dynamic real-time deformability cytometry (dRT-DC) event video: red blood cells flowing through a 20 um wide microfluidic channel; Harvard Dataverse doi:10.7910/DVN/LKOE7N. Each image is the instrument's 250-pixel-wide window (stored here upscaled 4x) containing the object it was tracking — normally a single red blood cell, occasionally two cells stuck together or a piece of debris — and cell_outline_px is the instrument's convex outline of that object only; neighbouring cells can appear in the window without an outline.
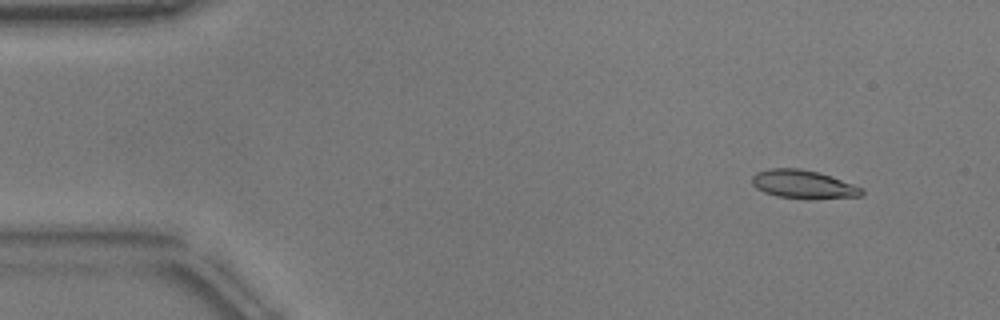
{"species": "common noctule bat (a hibernating species)", "species_latin": "Nyctalus noctula", "temperature_condition": "warm", "stored_images_in_passage": 53, "camera_frame_rate_fps": 3000, "um_per_image_px": 0.085, "animal": {"sex": "male", "body_mass_g": 17.9}, "frame": {"image": 1, "passage_image": 5, "time_ms": 1.333, "image_size_px": [1000, 320], "cell_outline_px": [[864, 192], [860, 196], [776, 196], [764, 192], [756, 188], [752, 184], [752, 176], [756, 172], [768, 168], [800, 168], [820, 172], [832, 176], [864, 188]], "centroid_in_image_um": [68.22, 15.59], "position_along_channel_um": 16.8, "area_um2": 17.4}}
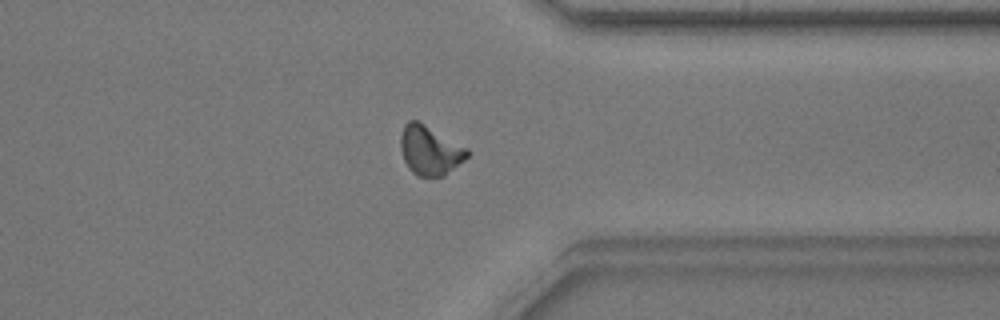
{"frame": {"image": 2, "passage_image": 41, "time_ms": 13.333, "image_size_px": [1000, 320], "cell_outline_px": [[468, 156], [464, 160], [444, 176], [416, 176], [408, 168], [404, 160], [400, 148], [400, 136], [404, 124], [408, 120], [416, 120], [424, 124], [468, 148]], "centroid_in_image_um": [36.51, 12.78], "position_along_channel_um": 374.9, "area_um2": 19.07}}
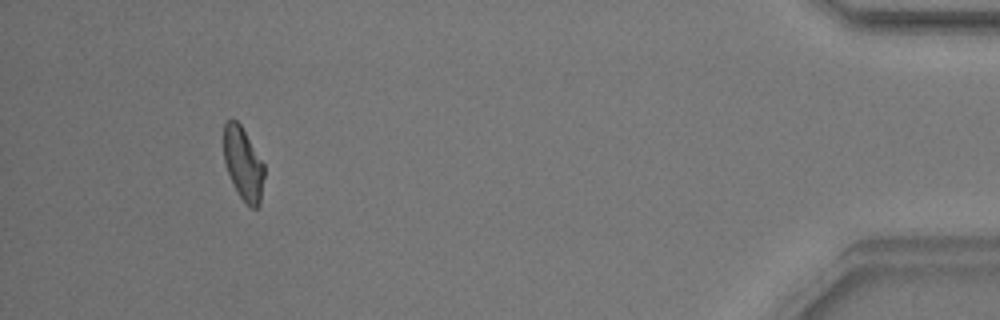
{"frame": {"image": 3, "passage_image": 49, "time_ms": 16.0, "image_size_px": [1000, 320], "cell_outline_px": [[264, 176], [260, 204], [256, 208], [252, 208], [236, 192], [228, 172], [224, 160], [224, 124], [228, 120], [236, 120], [240, 124], [264, 164]], "centroid_in_image_um": [20.67, 13.93], "position_along_channel_um": 414.5, "area_um2": 16.94}, "authors_computed_cell_mechanics": {"area_um2": 18.207, "velocity_mm_per_s": 3.8235, "shape_relaxation_time_tau1_ms": 3.9356, "shape_relaxation_time_tau2_ms": 2.5447, "deformation_change_tau1": 0.1472, "deformation_change_tau2": 0.0835}}